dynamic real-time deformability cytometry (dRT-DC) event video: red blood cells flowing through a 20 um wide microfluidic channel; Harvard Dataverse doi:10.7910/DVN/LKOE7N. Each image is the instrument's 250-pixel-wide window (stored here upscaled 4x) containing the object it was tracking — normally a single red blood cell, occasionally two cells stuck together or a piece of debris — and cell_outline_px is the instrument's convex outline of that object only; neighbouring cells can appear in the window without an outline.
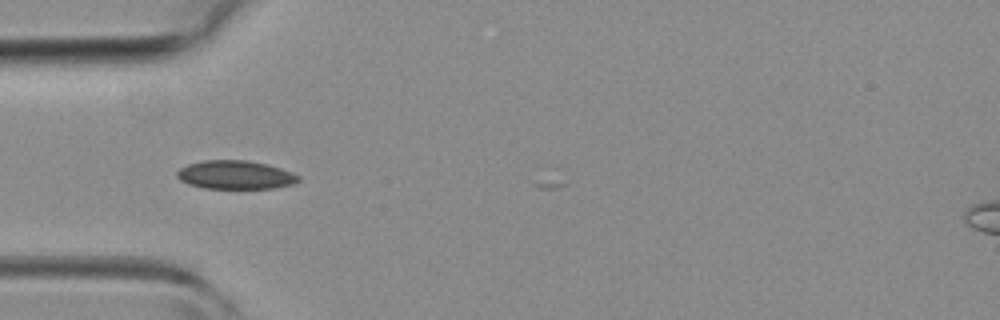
{"species": "common noctule bat (a hibernating species)", "species_latin": "Nyctalus noctula", "temperature_condition": "room temperature", "stored_images_in_passage": 3, "camera_frame_rate_fps": 3000, "um_per_image_px": 0.085, "animal": {"sex": "female", "body_mass_g": 19.3, "forearm_length_mm": 54.1}, "frame": {"image": 1, "passage_image": 1, "time_ms": 0.0, "image_size_px": [1000, 320], "cell_outline_px": [[300, 180], [292, 184], [276, 188], [204, 188], [188, 184], [180, 180], [176, 176], [176, 172], [180, 168], [188, 164], [204, 160], [248, 160], [268, 164], [292, 172], [300, 176]], "centroid_in_image_um": [20.01, 14.86], "position_along_channel_um": 65.0, "area_um2": 20.29}}